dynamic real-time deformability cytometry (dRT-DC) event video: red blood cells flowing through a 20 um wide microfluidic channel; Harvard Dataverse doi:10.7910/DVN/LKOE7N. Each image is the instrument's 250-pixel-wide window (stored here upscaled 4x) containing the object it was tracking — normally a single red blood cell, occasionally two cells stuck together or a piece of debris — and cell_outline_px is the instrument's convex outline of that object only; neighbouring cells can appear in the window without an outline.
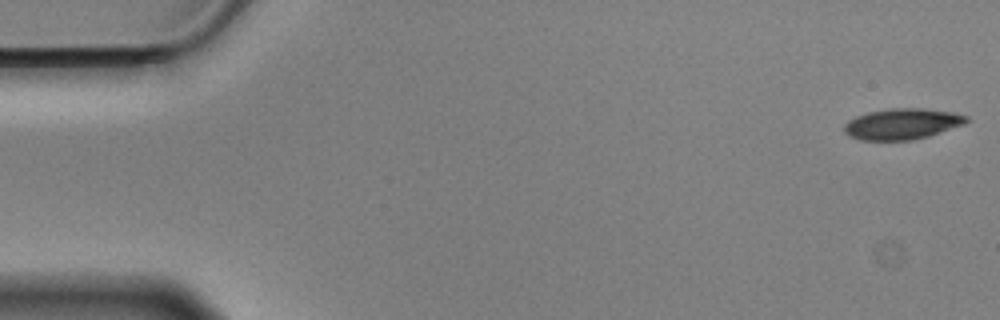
{"species": "Egyptian fruit bat (a non-hibernating species)", "species_latin": "Rousettus aegyptiacus", "temperature_condition": "cold", "stored_images_in_passage": 57, "camera_frame_rate_fps": 3000, "um_per_image_px": 0.085, "animal": {"sex": "male"}, "frame": {"image": 1, "passage_image": 1, "time_ms": 0.0, "image_size_px": [1000, 320], "cell_outline_px": [[968, 120], [964, 124], [928, 136], [912, 140], [860, 140], [848, 136], [844, 132], [844, 124], [848, 120], [856, 116], [868, 112], [888, 108], [924, 108], [952, 112], [968, 116]], "centroid_in_image_um": [76.65, 10.53], "position_along_channel_um": 8.4, "area_um2": 22.08}}
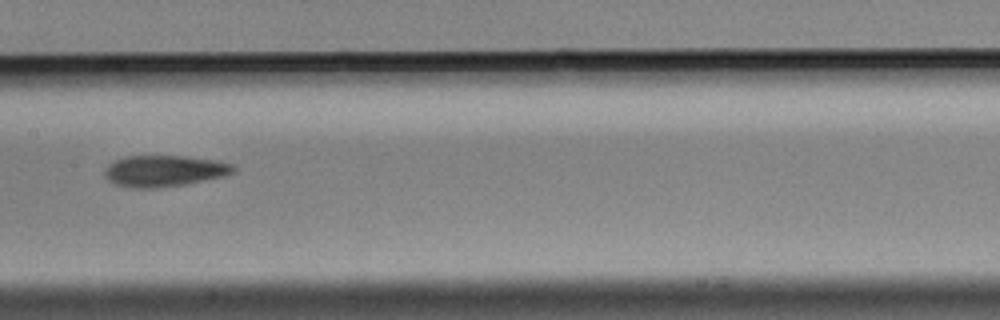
{"frame": {"image": 2, "passage_image": 28, "time_ms": 9.0, "image_size_px": [1000, 320], "cell_outline_px": [[236, 168], [232, 172], [224, 176], [184, 184], [160, 188], [132, 188], [116, 184], [108, 180], [104, 176], [104, 168], [108, 164], [116, 160], [128, 156], [184, 156], [216, 160], [232, 164]], "centroid_in_image_um": [13.93, 14.53], "position_along_channel_um": 193.5, "area_um2": 23.41}}
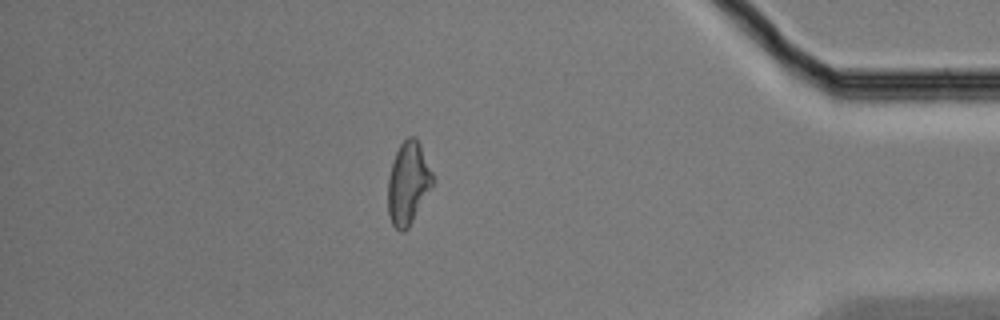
{"frame": {"image": 3, "passage_image": 49, "time_ms": 16.0, "image_size_px": [1000, 320], "cell_outline_px": [[432, 184], [408, 228], [404, 232], [400, 232], [392, 224], [388, 216], [388, 176], [396, 152], [400, 144], [408, 136], [416, 136], [420, 144], [432, 172]], "centroid_in_image_um": [34.66, 15.56], "position_along_channel_um": 400.5, "area_um2": 21.15}, "authors_computed_cell_mechanics": {"area_um2": 22.4264, "velocity_mm_per_s": 3.5104, "shape_relaxation_time_tau1_ms": 4.1699, "shape_relaxation_time_tau2_ms": 7.3522, "deformation_change_tau1": 0.1253, "deformation_change_tau2": 0.1626}}